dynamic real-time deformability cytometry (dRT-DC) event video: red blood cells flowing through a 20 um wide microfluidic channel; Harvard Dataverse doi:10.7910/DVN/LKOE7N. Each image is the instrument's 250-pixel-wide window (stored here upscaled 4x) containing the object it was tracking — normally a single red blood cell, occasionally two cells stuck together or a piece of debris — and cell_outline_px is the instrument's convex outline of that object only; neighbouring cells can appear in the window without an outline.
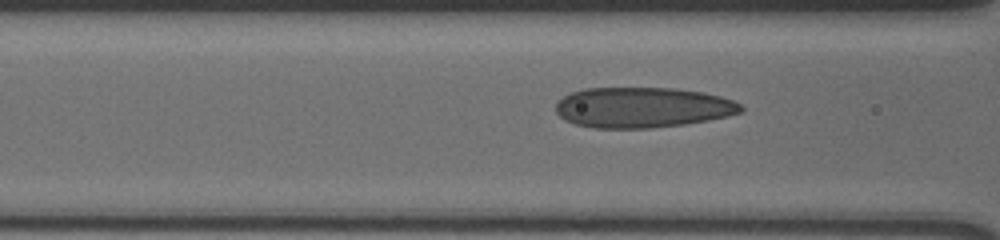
{"species": "human", "species_latin": "Homo sapiens", "temperature_condition": "cold", "stored_images_in_passage": 48, "camera_frame_rate_fps": 3000, "um_per_image_px": 0.085, "donor": {"sex": "male"}, "frame": {"image": 1, "passage_image": 19, "time_ms": 6.0, "image_size_px": [1000, 240], "cell_outline_px": [[744, 108], [740, 112], [728, 116], [708, 120], [684, 124], [652, 128], [592, 128], [576, 124], [564, 120], [556, 112], [556, 100], [572, 92], [584, 88], [676, 88], [704, 92], [720, 96], [732, 100], [740, 104]], "centroid_in_image_um": [54.59, 9.13], "position_along_channel_um": 112.0, "area_um2": 43.81}}
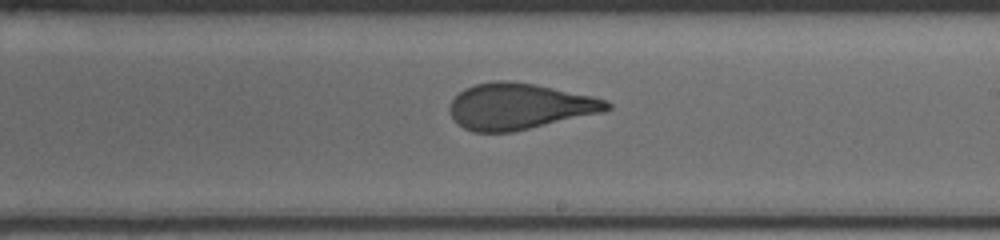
{"frame": {"image": 2, "passage_image": 30, "time_ms": 9.667, "image_size_px": [1000, 240], "cell_outline_px": [[612, 108], [604, 112], [512, 132], [472, 132], [464, 128], [452, 116], [448, 108], [452, 100], [464, 88], [476, 84], [496, 80], [500, 80], [536, 84], [592, 96], [608, 100], [612, 104]], "centroid_in_image_um": [44.17, 9.04], "position_along_channel_um": 244.8, "area_um2": 42.14}}
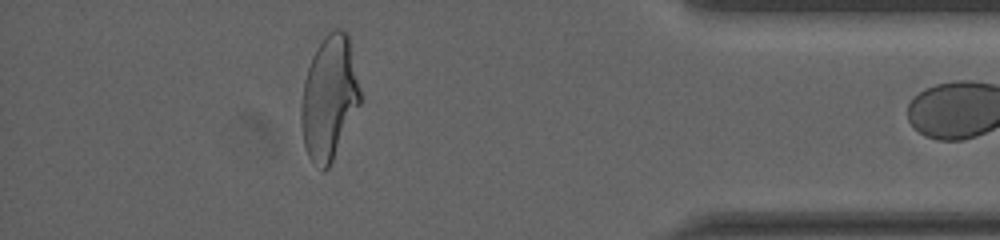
{"frame": {"image": 3, "passage_image": 46, "time_ms": 15.0, "image_size_px": [1000, 240], "cell_outline_px": [[360, 104], [328, 168], [324, 172], [308, 156], [304, 144], [300, 120], [300, 108], [304, 80], [312, 56], [316, 48], [324, 36], [332, 28], [340, 28], [348, 36], [360, 88]], "centroid_in_image_um": [27.96, 8.29], "position_along_channel_um": 407.2, "area_um2": 42.19}}